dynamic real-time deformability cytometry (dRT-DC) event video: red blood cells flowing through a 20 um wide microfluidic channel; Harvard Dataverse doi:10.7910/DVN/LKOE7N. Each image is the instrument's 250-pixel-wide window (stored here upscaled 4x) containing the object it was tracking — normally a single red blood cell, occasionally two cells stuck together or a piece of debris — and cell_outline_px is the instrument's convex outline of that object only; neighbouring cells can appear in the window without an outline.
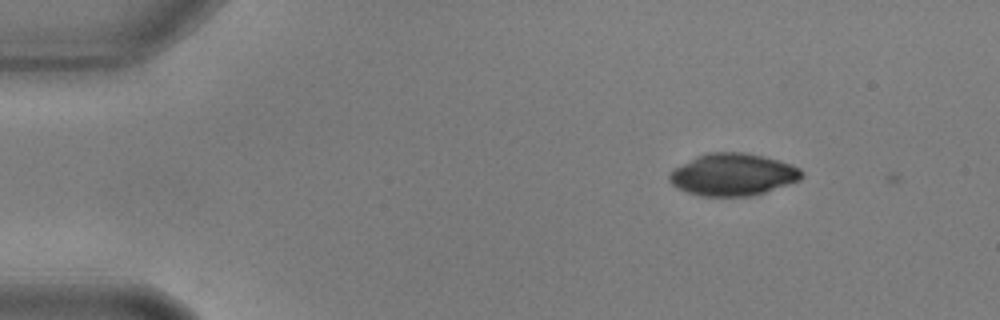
{"species": "common noctule bat (a hibernating species)", "species_latin": "Nyctalus noctula", "temperature_condition": "warm", "stored_images_in_passage": 5, "camera_frame_rate_fps": 3000, "um_per_image_px": 0.085, "animal": {"sex": "male", "body_mass_g": 17.9, "forearm_length_mm": 54.2}, "frame": {"image": 1, "passage_image": 4, "time_ms": 1.0, "image_size_px": [1000, 320], "cell_outline_px": [[804, 176], [800, 180], [752, 196], [700, 196], [676, 188], [668, 180], [668, 176], [676, 168], [696, 156], [708, 152], [740, 152], [760, 156], [792, 164], [800, 168], [804, 172]], "centroid_in_image_um": [62.3, 14.85], "position_along_channel_um": 22.7, "area_um2": 32.31}}